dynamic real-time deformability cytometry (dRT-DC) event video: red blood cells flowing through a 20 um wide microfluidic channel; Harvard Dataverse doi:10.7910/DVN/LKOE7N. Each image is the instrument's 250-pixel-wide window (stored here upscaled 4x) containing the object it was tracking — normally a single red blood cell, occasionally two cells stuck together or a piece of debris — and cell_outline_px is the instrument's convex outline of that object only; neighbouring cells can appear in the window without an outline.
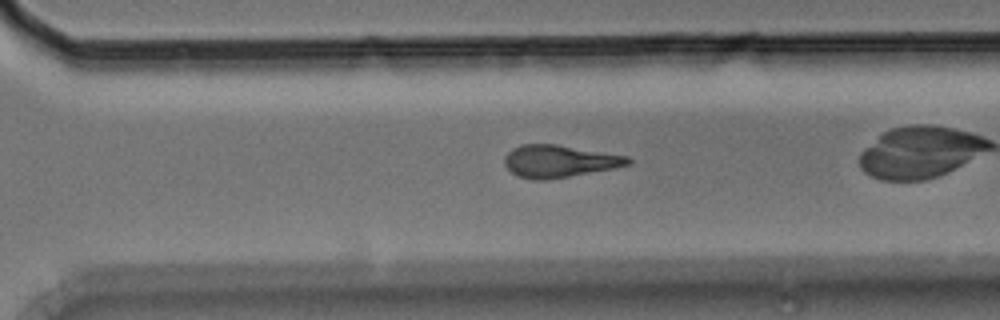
{"species": "Egyptian fruit bat (a non-hibernating species)", "species_latin": "Rousettus aegyptiacus", "temperature_condition": "room temperature", "stored_images_in_passage": 38, "camera_frame_rate_fps": 3000, "um_per_image_px": 0.085, "animal": {"sex": "male"}, "frame": {"image": 1, "passage_image": 33, "time_ms": 10.667, "image_size_px": [1000, 320], "cell_outline_px": [[632, 160], [628, 164], [612, 168], [568, 176], [544, 180], [532, 180], [516, 176], [504, 164], [504, 156], [512, 148], [520, 144], [556, 144], [628, 156]], "centroid_in_image_um": [47.47, 13.69], "position_along_channel_um": 323.1, "area_um2": 23.06}}